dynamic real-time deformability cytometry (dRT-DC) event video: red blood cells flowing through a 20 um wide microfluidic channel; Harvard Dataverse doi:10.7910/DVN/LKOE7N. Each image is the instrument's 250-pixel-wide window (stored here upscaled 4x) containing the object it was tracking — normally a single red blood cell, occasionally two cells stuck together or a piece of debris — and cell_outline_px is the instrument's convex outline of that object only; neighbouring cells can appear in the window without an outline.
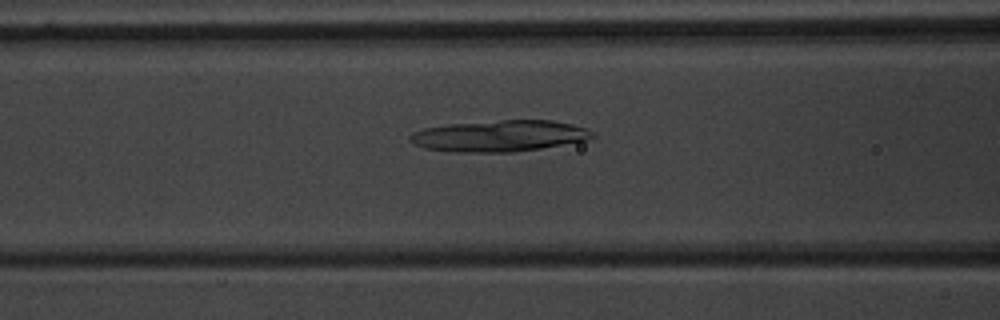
{"species": "common noctule bat (a hibernating species)", "species_latin": "Nyctalus noctula", "temperature_condition": "warm", "stored_images_in_passage": 55, "camera_frame_rate_fps": 3000, "um_per_image_px": 0.085, "animal": {"sex": "male", "body_mass_g": 20.1, "forearm_length_mm": 53.5}, "frame": {"image": 1, "passage_image": 23, "time_ms": 7.333, "image_size_px": [1000, 320], "cell_outline_px": [[596, 136], [588, 140], [540, 148], [512, 152], [452, 152], [424, 148], [408, 140], [408, 136], [412, 132], [424, 128], [448, 124], [500, 120], [552, 120], [572, 124], [584, 128], [592, 132]], "centroid_in_image_um": [42.42, 11.55], "position_along_channel_um": 124.2, "area_um2": 33.29}}
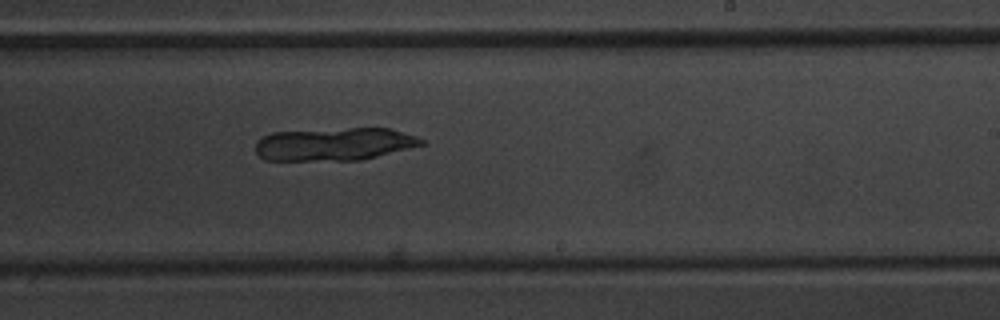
{"frame": {"image": 2, "passage_image": 34, "time_ms": 11.0, "image_size_px": [1000, 320], "cell_outline_px": [[424, 144], [360, 160], [264, 160], [256, 152], [256, 140], [272, 132], [348, 128], [388, 128], [416, 136], [424, 140]], "centroid_in_image_um": [28.37, 12.24], "position_along_channel_um": 260.6, "area_um2": 31.5}}
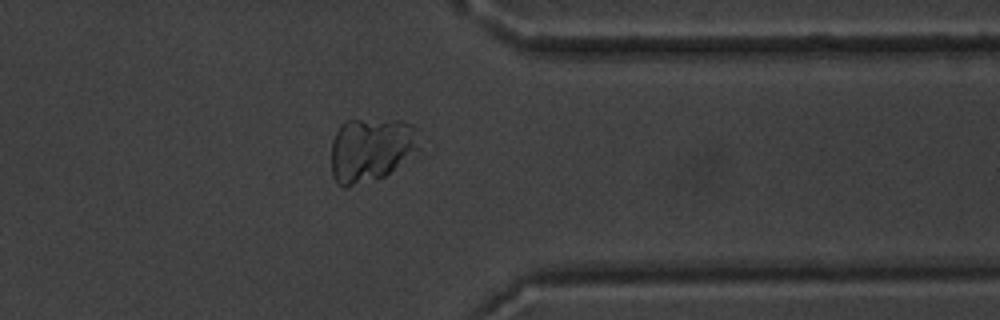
{"frame": {"image": 3, "passage_image": 44, "time_ms": 14.333, "image_size_px": [1000, 320], "cell_outline_px": [[420, 148], [384, 176], [348, 188], [344, 188], [336, 184], [332, 176], [332, 140], [340, 124], [344, 120], [400, 120], [412, 124], [416, 128]], "centroid_in_image_um": [31.49, 12.71], "position_along_channel_um": 379.9, "area_um2": 32.95}}